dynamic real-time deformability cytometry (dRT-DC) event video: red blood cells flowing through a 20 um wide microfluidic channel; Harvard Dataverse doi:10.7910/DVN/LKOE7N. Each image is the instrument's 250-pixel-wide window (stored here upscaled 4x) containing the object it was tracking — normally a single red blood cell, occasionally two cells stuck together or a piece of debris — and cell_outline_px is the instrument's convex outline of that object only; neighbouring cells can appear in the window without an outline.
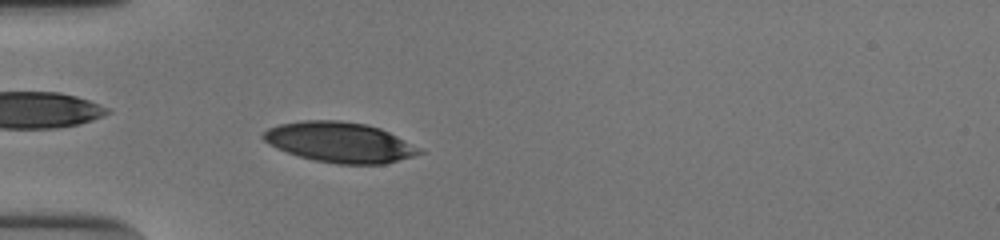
{"species": "human", "species_latin": "Homo sapiens", "temperature_condition": "cold", "stored_images_in_passage": 51, "camera_frame_rate_fps": 3000, "um_per_image_px": 0.085, "donor": {"sex": "male"}, "frame": {"image": 1, "passage_image": 14, "time_ms": 4.333, "image_size_px": [1000, 240], "cell_outline_px": [[424, 152], [412, 156], [384, 164], [336, 164], [316, 160], [300, 156], [276, 148], [268, 144], [260, 136], [268, 128], [280, 124], [304, 120], [340, 120], [368, 124], [380, 128], [420, 148]], "centroid_in_image_um": [28.85, 12.08], "position_along_channel_um": 56.1, "area_um2": 36.41}}
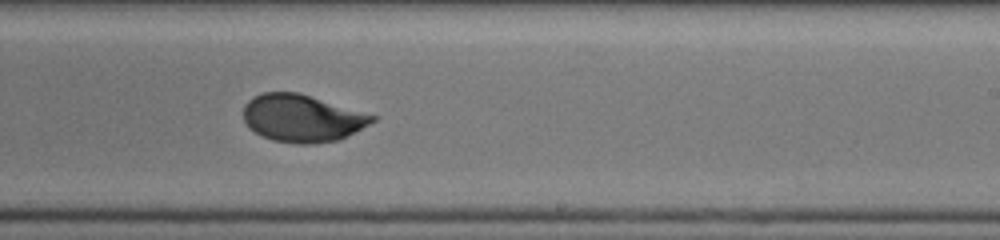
{"frame": {"image": 2, "passage_image": 31, "time_ms": 10.0, "image_size_px": [1000, 240], "cell_outline_px": [[376, 120], [340, 140], [316, 144], [296, 144], [272, 140], [260, 136], [244, 120], [244, 104], [252, 96], [264, 92], [300, 92], [376, 116]], "centroid_in_image_um": [25.67, 10.05], "position_along_channel_um": 263.3, "area_um2": 35.66}}
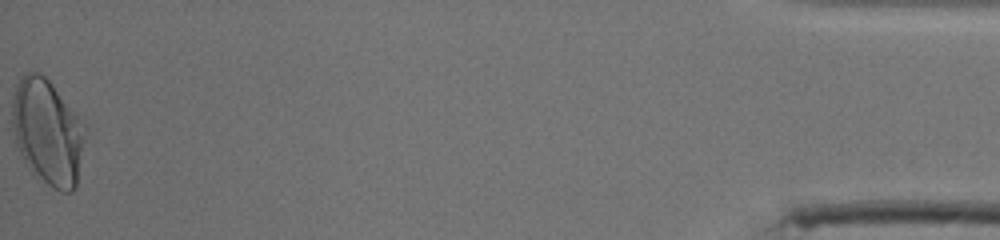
{"frame": {"image": 3, "passage_image": 51, "time_ms": 16.667, "image_size_px": [1000, 240], "cell_outline_px": [[88, 128], [76, 188], [72, 192], [60, 192], [52, 188], [32, 172], [28, 168], [20, 152], [12, 128], [12, 100], [16, 84], [28, 72], [40, 72], [52, 84]], "centroid_in_image_um": [4.08, 11.25], "position_along_channel_um": 431.1, "area_um2": 45.08}, "authors_computed_cell_mechanics": {"area_um2": 35.547, "velocity_mm_per_s": 3.8452, "shape_relaxation_time_tau1_ms": 3.6029, "shape_relaxation_time_tau2_ms": 0.8444, "deformation_change_tau1": 0.1592, "deformation_change_tau2": 0.0411}}